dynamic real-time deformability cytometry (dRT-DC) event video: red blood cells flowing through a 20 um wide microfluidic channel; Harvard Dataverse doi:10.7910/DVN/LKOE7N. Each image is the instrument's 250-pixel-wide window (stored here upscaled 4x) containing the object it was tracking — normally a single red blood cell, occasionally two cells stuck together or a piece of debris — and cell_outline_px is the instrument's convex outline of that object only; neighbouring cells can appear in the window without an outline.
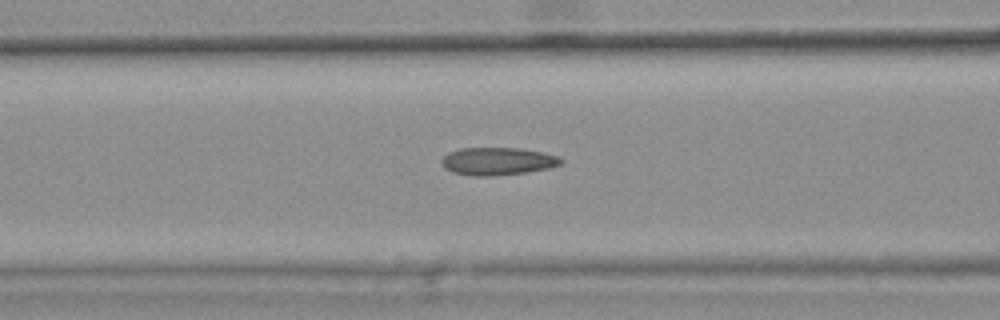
{"species": "common noctule bat (a hibernating species)", "species_latin": "Nyctalus noctula", "temperature_condition": "warm", "stored_images_in_passage": 47, "camera_frame_rate_fps": 3000, "um_per_image_px": 0.085, "animal": {"sex": "female", "body_mass_g": 25.1}, "frame": {"image": 1, "passage_image": 21, "time_ms": 6.667, "image_size_px": [1000, 320], "cell_outline_px": [[564, 160], [560, 164], [548, 168], [528, 172], [492, 176], [472, 176], [452, 172], [444, 168], [440, 164], [440, 160], [448, 152], [460, 148], [520, 148], [560, 156]], "centroid_in_image_um": [42.26, 13.71], "position_along_channel_um": 124.3, "area_um2": 19.42}, "authors_computed_cell_mechanics": {"area_um2": 18.9006, "velocity_mm_per_s": 3.7782, "shape_relaxation_time_tau1_ms": null, "shape_relaxation_time_tau2_ms": 2.4148, "deformation_change_tau1": null, "deformation_change_tau2": 0.119}}